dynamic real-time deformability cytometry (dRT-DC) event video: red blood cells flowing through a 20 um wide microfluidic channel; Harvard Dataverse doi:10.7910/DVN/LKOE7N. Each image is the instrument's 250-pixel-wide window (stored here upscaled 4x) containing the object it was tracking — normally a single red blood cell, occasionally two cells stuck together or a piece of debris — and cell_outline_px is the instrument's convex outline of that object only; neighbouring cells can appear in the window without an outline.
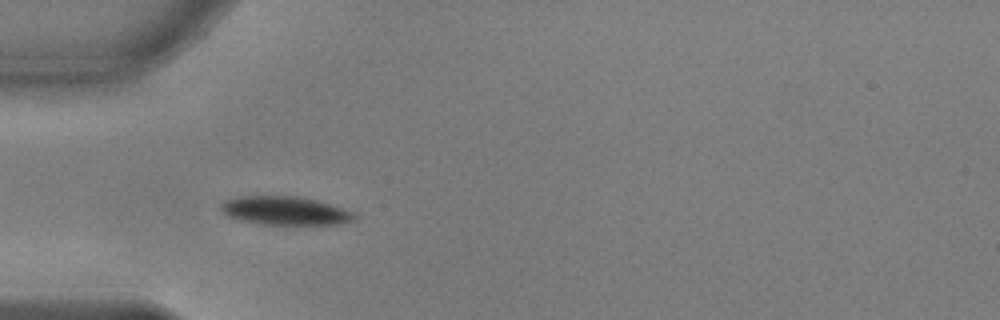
{"species": "common noctule bat (a hibernating species)", "species_latin": "Nyctalus noctula", "temperature_condition": "warm", "stored_images_in_passage": 30, "camera_frame_rate_fps": 3000, "um_per_image_px": 0.085, "animal": {"sex": "male", "body_mass_g": 17.9, "forearm_length_mm": 54.2}, "frame": {"image": 1, "passage_image": 1, "time_ms": 0.0, "image_size_px": [1000, 320], "cell_outline_px": [[360, 216], [352, 220], [340, 224], [260, 224], [240, 220], [228, 216], [220, 212], [220, 204], [224, 200], [236, 196], [300, 196], [316, 200], [356, 212]], "centroid_in_image_um": [24.21, 17.9], "position_along_channel_um": 60.8, "area_um2": 22.43}}
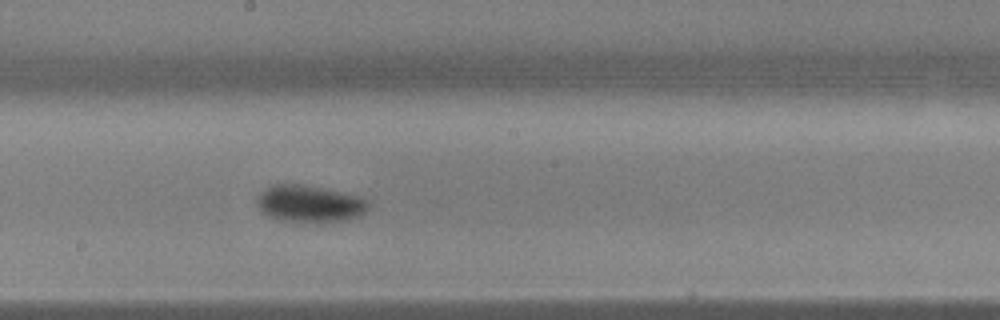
{"frame": {"image": 2, "passage_image": 14, "time_ms": 4.333, "image_size_px": [1000, 320], "cell_outline_px": [[368, 208], [360, 216], [344, 220], [280, 220], [268, 216], [256, 204], [256, 196], [264, 188], [272, 184], [300, 184], [324, 188], [364, 196], [368, 200]], "centroid_in_image_um": [26.31, 17.26], "position_along_channel_um": 221.9, "area_um2": 23.76}}
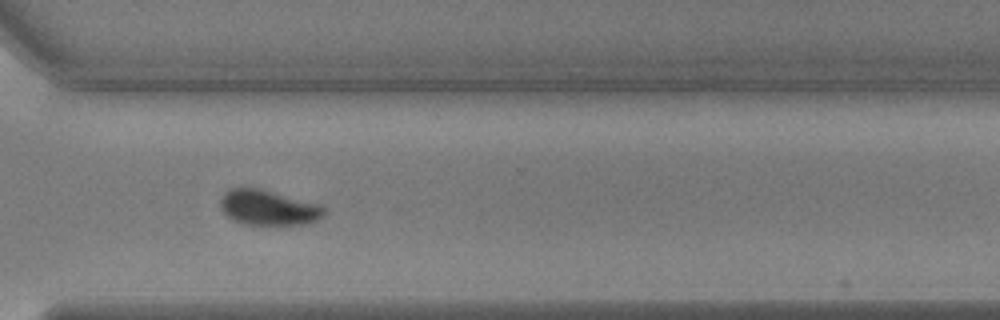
{"frame": {"image": 3, "passage_image": 24, "time_ms": 7.667, "image_size_px": [1000, 320], "cell_outline_px": [[324, 216], [320, 220], [312, 224], [244, 224], [232, 220], [220, 208], [220, 200], [224, 192], [232, 188], [244, 184], [260, 188], [320, 204], [324, 208]], "centroid_in_image_um": [22.79, 17.62], "position_along_channel_um": 347.8, "area_um2": 21.79}, "authors_computed_cell_mechanics": {"area_um2": 23.1489, "velocity_mm_per_s": 3.7745, "shape_relaxation_time_tau1_ms": 2.3406, "shape_relaxation_time_tau2_ms": null, "deformation_change_tau1": 0.1351, "deformation_change_tau2": null}}